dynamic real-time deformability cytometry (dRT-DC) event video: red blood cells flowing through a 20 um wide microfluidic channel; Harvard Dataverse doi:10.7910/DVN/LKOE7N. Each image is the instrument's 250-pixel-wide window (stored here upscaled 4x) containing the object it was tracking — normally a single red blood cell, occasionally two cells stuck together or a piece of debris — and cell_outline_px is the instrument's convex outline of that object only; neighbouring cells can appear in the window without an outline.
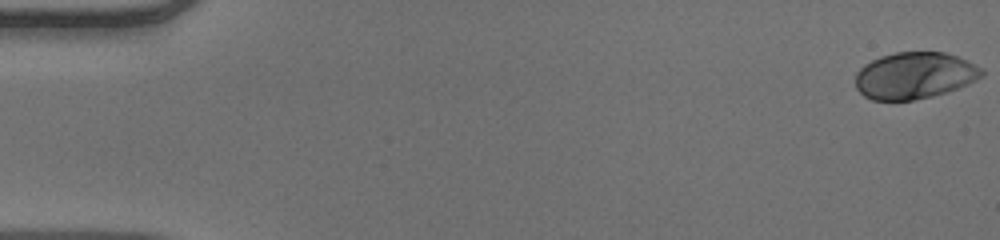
{"species": "human", "species_latin": "Homo sapiens", "temperature_condition": "warm", "stored_images_in_passage": 53, "camera_frame_rate_fps": 3000, "um_per_image_px": 0.085, "donor": {"sex": "male"}, "frame": {"image": 1, "passage_image": 1, "time_ms": 0.0, "image_size_px": [1000, 240], "cell_outline_px": [[984, 76], [976, 80], [956, 88], [932, 96], [912, 100], [872, 100], [864, 96], [856, 88], [856, 72], [864, 64], [880, 56], [896, 52], [944, 52], [956, 56], [976, 64], [984, 68]], "centroid_in_image_um": [77.73, 6.41], "position_along_channel_um": 7.3, "area_um2": 34.33}}
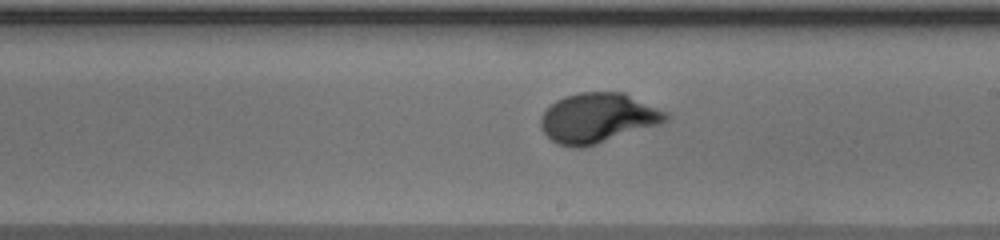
{"frame": {"image": 2, "passage_image": 31, "time_ms": 10.0, "image_size_px": [1000, 240], "cell_outline_px": [[668, 120], [660, 124], [584, 148], [572, 148], [556, 144], [540, 128], [540, 116], [556, 100], [564, 96], [580, 92], [624, 92], [668, 112]], "centroid_in_image_um": [50.8, 10.03], "position_along_channel_um": 238.2, "area_um2": 36.47}}
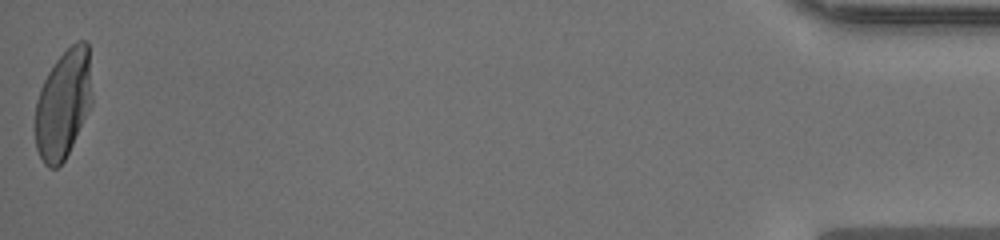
{"frame": {"image": 3, "passage_image": 53, "time_ms": 17.333, "image_size_px": [1000, 240], "cell_outline_px": [[92, 104], [64, 160], [56, 168], [48, 168], [44, 164], [36, 148], [36, 100], [40, 88], [48, 72], [56, 60], [76, 40], [88, 40], [92, 100]], "centroid_in_image_um": [5.38, 8.82], "position_along_channel_um": 429.8, "area_um2": 35.84}, "authors_computed_cell_mechanics": {"area_um2": 35.0846, "velocity_mm_per_s": 3.9103, "shape_relaxation_time_tau1_ms": 3.265, "shape_relaxation_time_tau2_ms": null, "deformation_change_tau1": 0.2043, "deformation_change_tau2": null}}